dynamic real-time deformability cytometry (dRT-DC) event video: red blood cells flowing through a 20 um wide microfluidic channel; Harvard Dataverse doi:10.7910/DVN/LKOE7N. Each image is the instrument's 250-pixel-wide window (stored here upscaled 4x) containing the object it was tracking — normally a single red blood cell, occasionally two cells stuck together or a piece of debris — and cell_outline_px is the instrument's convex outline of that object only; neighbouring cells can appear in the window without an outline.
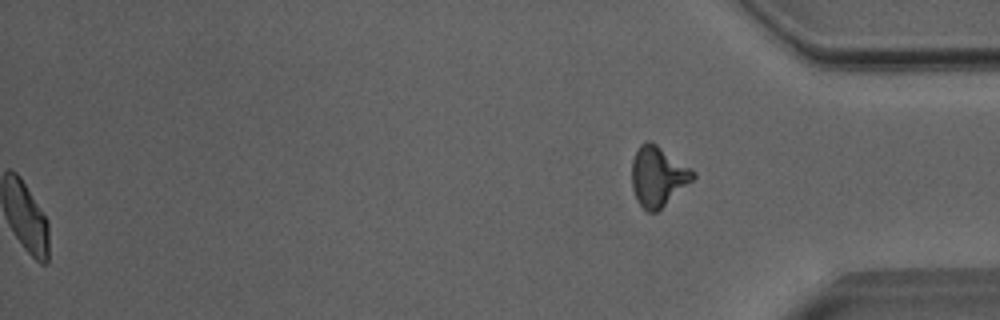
{"species": "Egyptian fruit bat (a non-hibernating species)", "species_latin": "Rousettus aegyptiacus", "temperature_condition": "room temperature", "stored_images_in_passage": 52, "segment_of_instrument_passage": [2, 2], "camera_frame_rate_fps": 3000, "um_per_image_px": 0.085, "animal": {"sex": "male"}, "frame": {"image": 1, "passage_image": 52, "time_ms": 17.0, "image_size_px": [1000, 320], "cell_outline_px": [[696, 176], [692, 180], [656, 212], [648, 212], [636, 200], [632, 188], [632, 160], [640, 144], [648, 140], [652, 140], [692, 168], [696, 172]], "centroid_in_image_um": [55.92, 14.94], "position_along_channel_um": 379.3, "area_um2": 21.39}}